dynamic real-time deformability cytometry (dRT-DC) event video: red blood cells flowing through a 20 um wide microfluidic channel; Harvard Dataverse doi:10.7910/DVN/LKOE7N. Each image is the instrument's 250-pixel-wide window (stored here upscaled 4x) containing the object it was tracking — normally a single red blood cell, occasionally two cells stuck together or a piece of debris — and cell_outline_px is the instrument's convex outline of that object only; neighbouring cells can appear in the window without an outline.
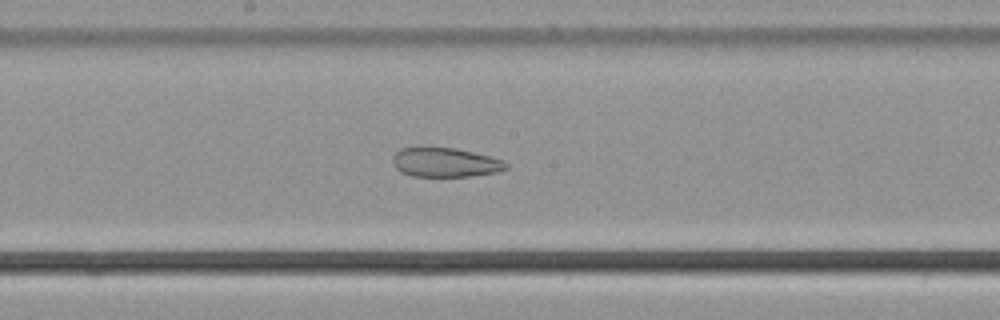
{"species": "common noctule bat (a hibernating species)", "species_latin": "Nyctalus noctula", "temperature_condition": "cold", "stored_images_in_passage": 45, "camera_frame_rate_fps": 3000, "um_per_image_px": 0.085, "animal": {"sex": "male", "body_mass_g": 21.5, "forearm_length_mm": 52.0}, "frame": {"image": 1, "passage_image": 20, "time_ms": 6.333, "image_size_px": [1000, 320], "cell_outline_px": [[508, 168], [500, 172], [472, 176], [412, 176], [400, 172], [392, 164], [392, 156], [400, 148], [420, 144], [424, 144], [456, 148], [504, 160], [508, 164]], "centroid_in_image_um": [37.78, 13.76], "position_along_channel_um": 210.4, "area_um2": 20.23}, "authors_computed_cell_mechanics": {"area_um2": 25.8944, "velocity_mm_per_s": 3.765, "shape_relaxation_time_tau1_ms": null, "shape_relaxation_time_tau2_ms": 2.4737, "deformation_change_tau1": null, "deformation_change_tau2": 0.1036}}